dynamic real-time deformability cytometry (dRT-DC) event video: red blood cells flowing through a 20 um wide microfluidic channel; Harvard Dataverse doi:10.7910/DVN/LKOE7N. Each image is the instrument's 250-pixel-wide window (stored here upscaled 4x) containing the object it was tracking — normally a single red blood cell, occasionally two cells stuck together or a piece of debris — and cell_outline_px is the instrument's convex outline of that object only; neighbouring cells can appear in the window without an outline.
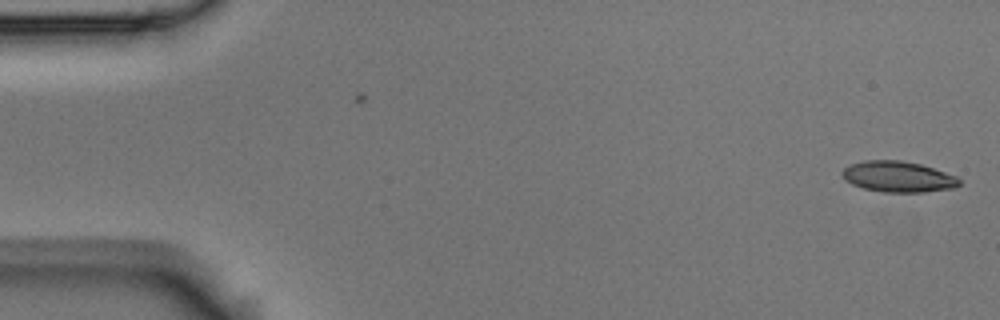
{"species": "Egyptian fruit bat (a non-hibernating species)", "species_latin": "Rousettus aegyptiacus", "temperature_condition": "room temperature", "stored_images_in_passage": 55, "camera_frame_rate_fps": 3000, "um_per_image_px": 0.085, "animal": {"sex": "male"}, "frame": {"image": 1, "passage_image": 1, "time_ms": 0.0, "image_size_px": [1000, 320], "cell_outline_px": [[960, 184], [956, 188], [924, 192], [884, 192], [864, 188], [852, 184], [844, 180], [840, 172], [844, 168], [852, 164], [864, 160], [900, 160], [920, 164], [956, 176], [960, 180]], "centroid_in_image_um": [76.33, 15.02], "position_along_channel_um": 8.7, "area_um2": 21.04}}
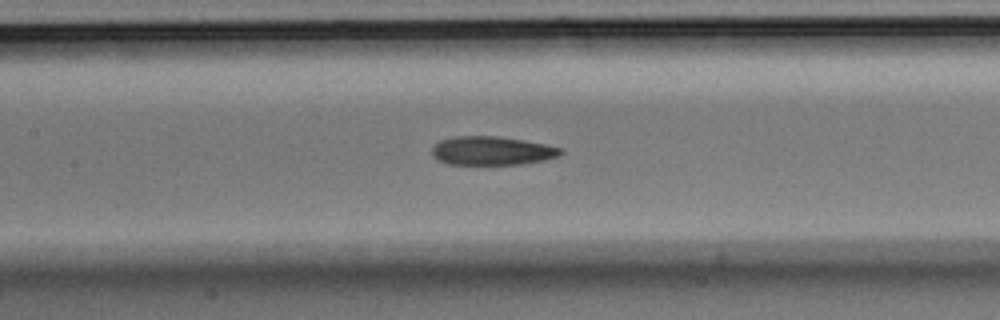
{"frame": {"image": 2, "passage_image": 25, "time_ms": 8.0, "image_size_px": [1000, 320], "cell_outline_px": [[564, 152], [560, 156], [544, 160], [524, 164], [448, 164], [436, 160], [432, 156], [432, 148], [440, 140], [452, 136], [496, 136], [524, 140], [564, 148]], "centroid_in_image_um": [41.82, 12.81], "position_along_channel_um": 165.6, "area_um2": 21.73}}
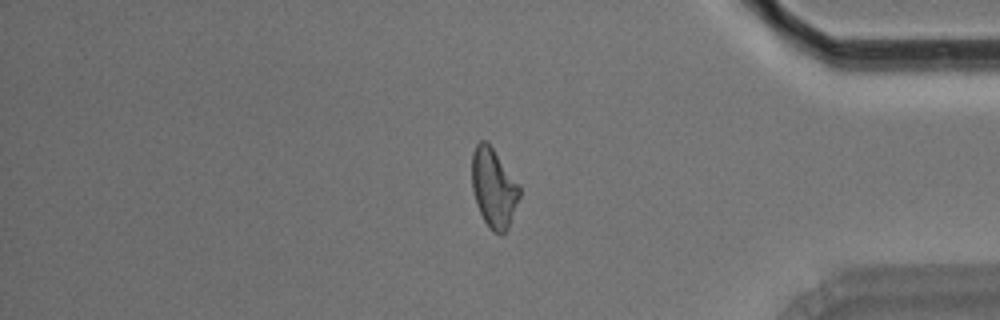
{"frame": {"image": 3, "passage_image": 46, "time_ms": 15.0, "image_size_px": [1000, 320], "cell_outline_px": [[520, 196], [508, 228], [500, 236], [492, 232], [484, 220], [476, 204], [472, 188], [472, 152], [476, 144], [480, 140], [484, 140], [492, 148], [520, 188]], "centroid_in_image_um": [41.94, 16.02], "position_along_channel_um": 393.3, "area_um2": 21.56}, "authors_computed_cell_mechanics": {"area_um2": 21.9062, "velocity_mm_per_s": 3.6192, "shape_relaxation_time_tau1_ms": 11.1175, "shape_relaxation_time_tau2_ms": 4.7132, "deformation_change_tau1": 0.2288, "deformation_change_tau2": 0.1325}}